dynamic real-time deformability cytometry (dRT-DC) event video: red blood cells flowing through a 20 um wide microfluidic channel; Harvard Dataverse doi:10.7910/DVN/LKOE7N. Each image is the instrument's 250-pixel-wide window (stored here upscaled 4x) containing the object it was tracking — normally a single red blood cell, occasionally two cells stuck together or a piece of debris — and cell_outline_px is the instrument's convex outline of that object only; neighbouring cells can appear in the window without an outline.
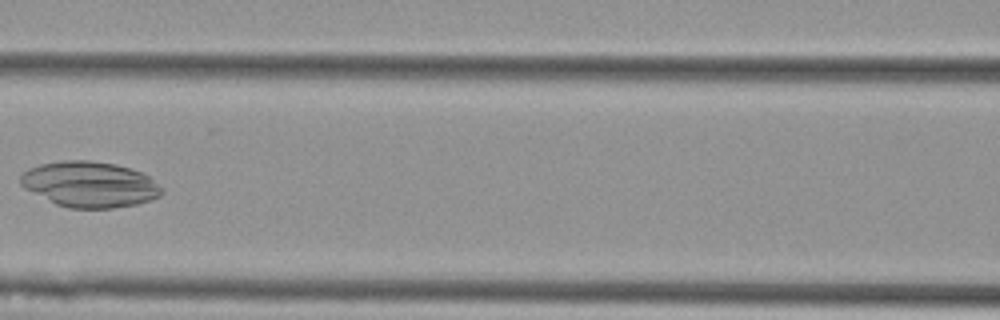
{"species": "Egyptian fruit bat (a non-hibernating species)", "species_latin": "Rousettus aegyptiacus", "temperature_condition": "cold", "stored_images_in_passage": 8, "camera_frame_rate_fps": 3000, "um_per_image_px": 0.085, "animal": {"sex": "female"}, "frame": {"image": 1, "passage_image": 7, "time_ms": 2.0, "image_size_px": [1000, 320], "cell_outline_px": [[164, 192], [160, 196], [136, 204], [112, 208], [68, 208], [56, 204], [24, 188], [20, 184], [20, 176], [28, 168], [40, 164], [60, 160], [88, 160], [116, 164], [132, 168], [148, 176], [164, 188]], "centroid_in_image_um": [7.62, 15.66], "position_along_channel_um": 159.0, "area_um2": 37.69}}
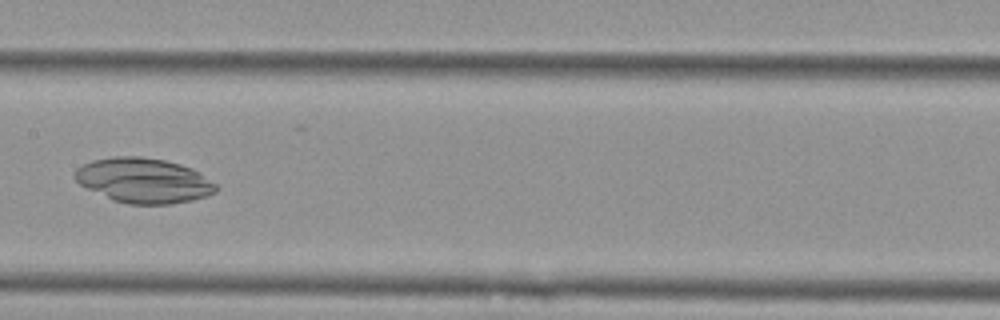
{"frame": {"image": 2, "passage_image": 8, "time_ms": 2.333, "image_size_px": [1000, 320], "cell_outline_px": [[220, 188], [216, 192], [192, 200], [172, 204], [128, 204], [112, 200], [80, 184], [76, 180], [76, 168], [92, 160], [112, 156], [140, 156], [164, 160], [180, 164], [192, 168], [200, 172], [216, 184]], "centroid_in_image_um": [12.24, 15.34], "position_along_channel_um": 195.2, "area_um2": 36.88}}